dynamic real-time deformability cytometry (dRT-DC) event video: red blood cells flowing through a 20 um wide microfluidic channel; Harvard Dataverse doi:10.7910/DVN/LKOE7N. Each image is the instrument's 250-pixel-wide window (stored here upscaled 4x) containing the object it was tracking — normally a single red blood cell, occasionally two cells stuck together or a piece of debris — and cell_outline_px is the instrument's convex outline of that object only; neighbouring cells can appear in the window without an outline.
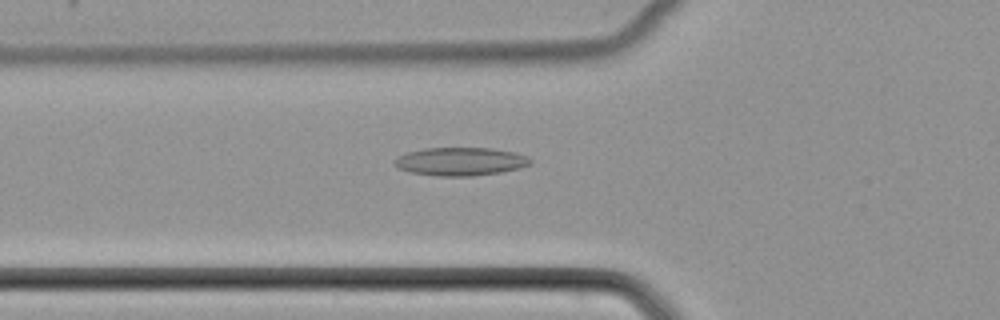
{"species": "common noctule bat (a hibernating species)", "species_latin": "Nyctalus noctula", "temperature_condition": "cold", "stored_images_in_passage": 34, "camera_frame_rate_fps": 3000, "um_per_image_px": 0.085, "animal": {"sex": "female", "body_mass_g": 22.7, "forearm_length_mm": 54.2}, "frame": {"image": 1, "passage_image": 2, "time_ms": 0.333, "image_size_px": [1000, 320], "cell_outline_px": [[532, 164], [520, 168], [500, 172], [472, 176], [440, 176], [408, 172], [392, 164], [392, 160], [396, 156], [408, 152], [424, 148], [492, 148], [516, 152], [528, 156], [532, 160]], "centroid_in_image_um": [39.13, 13.72], "position_along_channel_um": 86.7, "area_um2": 22.6}}
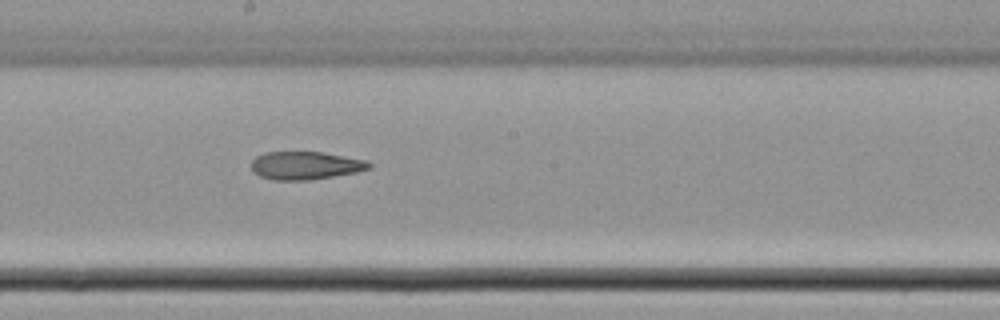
{"frame": {"image": 2, "passage_image": 12, "time_ms": 3.667, "image_size_px": [1000, 320], "cell_outline_px": [[372, 168], [356, 172], [308, 180], [272, 180], [260, 176], [252, 172], [252, 160], [256, 156], [264, 152], [324, 152], [368, 160], [372, 164]], "centroid_in_image_um": [25.97, 14.06], "position_along_channel_um": 222.2, "area_um2": 19.36}}
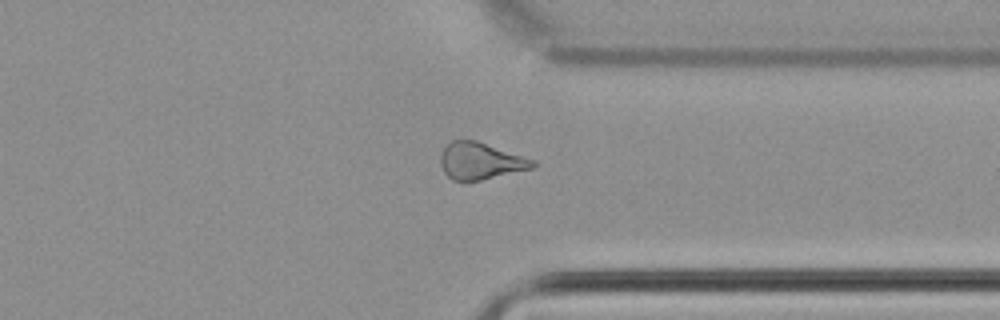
{"frame": {"image": 3, "passage_image": 23, "time_ms": 7.333, "image_size_px": [1000, 320], "cell_outline_px": [[536, 164], [532, 168], [464, 184], [452, 180], [444, 172], [440, 164], [440, 156], [444, 148], [452, 140], [476, 140], [536, 160]], "centroid_in_image_um": [40.81, 13.71], "position_along_channel_um": 370.6, "area_um2": 20.06}}